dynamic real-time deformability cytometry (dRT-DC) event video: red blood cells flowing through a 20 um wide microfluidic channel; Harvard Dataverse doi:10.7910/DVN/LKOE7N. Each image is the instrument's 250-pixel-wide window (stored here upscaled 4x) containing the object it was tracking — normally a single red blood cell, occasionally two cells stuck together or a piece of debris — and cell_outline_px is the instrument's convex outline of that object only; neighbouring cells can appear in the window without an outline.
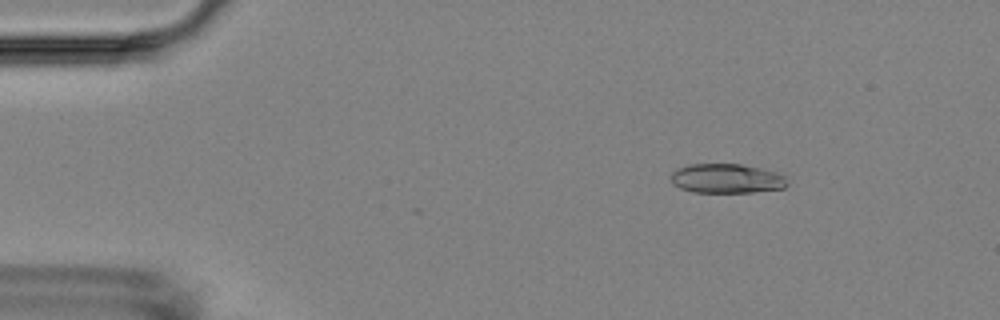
{"species": "Egyptian fruit bat (a non-hibernating species)", "species_latin": "Rousettus aegyptiacus", "temperature_condition": "room temperature", "stored_images_in_passage": 3, "camera_frame_rate_fps": 3000, "um_per_image_px": 0.085, "animal": {"sex": "female"}, "frame": {"image": 1, "passage_image": 2, "time_ms": 1.333, "image_size_px": [1000, 320], "cell_outline_px": [[788, 184], [784, 188], [752, 192], [692, 192], [680, 188], [672, 184], [672, 172], [676, 168], [688, 164], [740, 164], [776, 172], [784, 176]], "centroid_in_image_um": [61.73, 15.17], "position_along_channel_um": 23.3, "area_um2": 19.88}}